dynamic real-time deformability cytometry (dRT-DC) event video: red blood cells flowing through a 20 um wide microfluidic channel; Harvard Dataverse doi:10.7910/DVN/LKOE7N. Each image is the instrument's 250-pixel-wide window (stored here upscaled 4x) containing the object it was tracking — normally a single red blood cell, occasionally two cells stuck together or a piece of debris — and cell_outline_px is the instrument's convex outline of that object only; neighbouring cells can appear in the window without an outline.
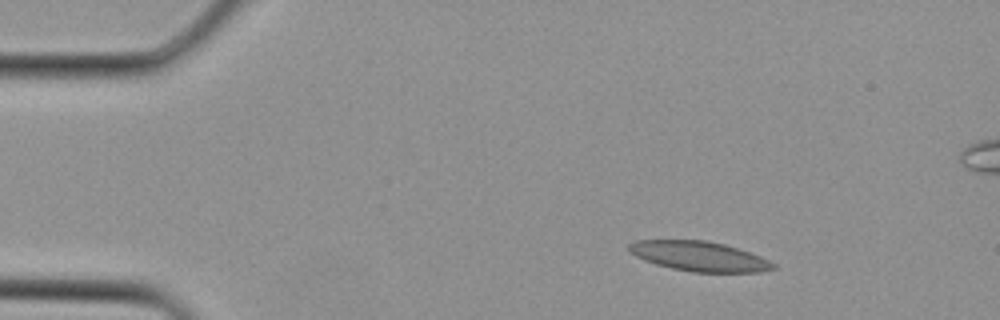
{"species": "Egyptian fruit bat (a non-hibernating species)", "species_latin": "Rousettus aegyptiacus", "temperature_condition": "cold", "stored_images_in_passage": 3, "camera_frame_rate_fps": 3000, "um_per_image_px": 0.085, "animal": {"sex": "female"}, "frame": {"image": 1, "passage_image": 1, "time_ms": 0.0, "image_size_px": [1000, 320], "cell_outline_px": [[776, 268], [760, 272], [692, 272], [672, 268], [656, 264], [644, 260], [636, 256], [628, 248], [628, 244], [636, 240], [704, 240], [724, 244], [760, 256], [776, 264]], "centroid_in_image_um": [59.44, 21.78], "position_along_channel_um": 25.6, "area_um2": 24.85}}